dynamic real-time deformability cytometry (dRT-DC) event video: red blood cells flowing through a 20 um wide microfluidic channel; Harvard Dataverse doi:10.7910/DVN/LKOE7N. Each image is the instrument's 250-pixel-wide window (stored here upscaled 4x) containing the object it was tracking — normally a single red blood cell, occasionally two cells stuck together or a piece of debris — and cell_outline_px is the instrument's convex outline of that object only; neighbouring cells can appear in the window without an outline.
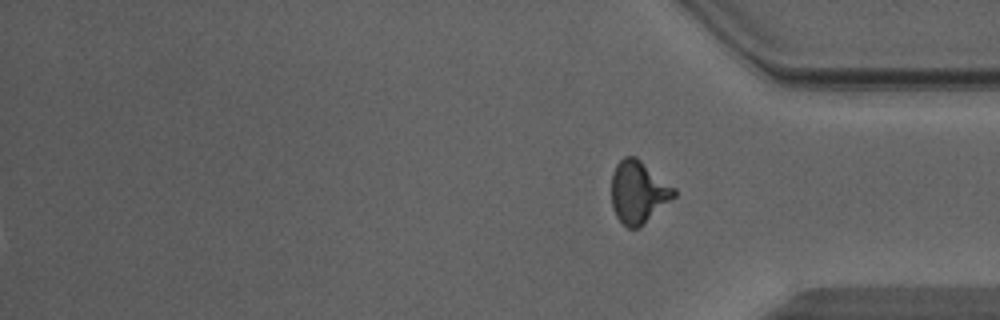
{"species": "Egyptian fruit bat (a non-hibernating species)", "species_latin": "Rousettus aegyptiacus", "temperature_condition": "warm", "stored_images_in_passage": 47, "segment_of_instrument_passage": [2, 2], "camera_frame_rate_fps": 3000, "um_per_image_px": 0.085, "animal": {"sex": "male"}, "frame": {"image": 1, "passage_image": 47, "time_ms": 15.333, "image_size_px": [1000, 320], "cell_outline_px": [[676, 196], [640, 228], [628, 228], [616, 216], [612, 208], [612, 172], [616, 164], [624, 156], [636, 156], [676, 188]], "centroid_in_image_um": [54.27, 16.32], "position_along_channel_um": 380.9, "area_um2": 22.95}}